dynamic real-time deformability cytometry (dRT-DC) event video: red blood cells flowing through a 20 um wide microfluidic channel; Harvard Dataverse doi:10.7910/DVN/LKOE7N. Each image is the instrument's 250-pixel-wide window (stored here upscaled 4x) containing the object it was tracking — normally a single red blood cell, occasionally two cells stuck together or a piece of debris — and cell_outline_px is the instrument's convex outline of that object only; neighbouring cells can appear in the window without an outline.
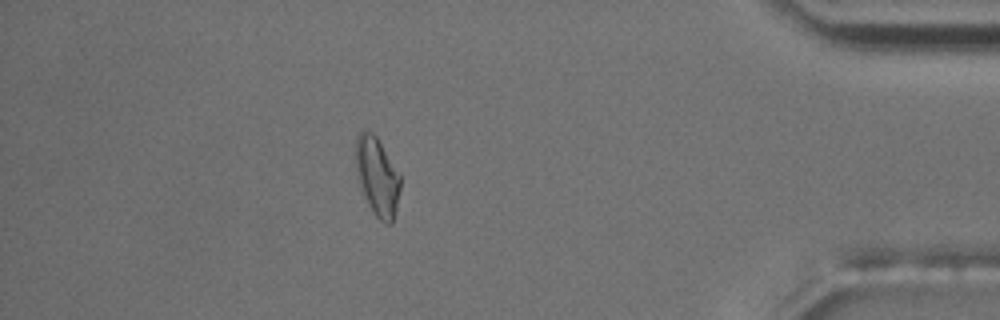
{"species": "common noctule bat (a hibernating species)", "species_latin": "Nyctalus noctula", "temperature_condition": "room temperature", "stored_images_in_passage": 40, "camera_frame_rate_fps": 3000, "um_per_image_px": 0.085, "animal": {"sex": "male", "body_mass_g": 17.5, "forearm_length_mm": 52.3}, "frame": {"image": 1, "passage_image": 34, "time_ms": 11.0, "image_size_px": [1000, 320], "cell_outline_px": [[400, 188], [396, 208], [392, 224], [384, 224], [376, 216], [368, 204], [356, 176], [356, 136], [364, 128], [372, 132], [376, 136], [400, 176]], "centroid_in_image_um": [32.04, 15.0], "position_along_channel_um": 403.2, "area_um2": 20.17}, "authors_computed_cell_mechanics": {"area_um2": 17.8602, "velocity_mm_per_s": 3.6905, "shape_relaxation_time_tau1_ms": 10.8953, "shape_relaxation_time_tau2_ms": 2.554, "deformation_change_tau1": 0.223, "deformation_change_tau2": 0.0833}}